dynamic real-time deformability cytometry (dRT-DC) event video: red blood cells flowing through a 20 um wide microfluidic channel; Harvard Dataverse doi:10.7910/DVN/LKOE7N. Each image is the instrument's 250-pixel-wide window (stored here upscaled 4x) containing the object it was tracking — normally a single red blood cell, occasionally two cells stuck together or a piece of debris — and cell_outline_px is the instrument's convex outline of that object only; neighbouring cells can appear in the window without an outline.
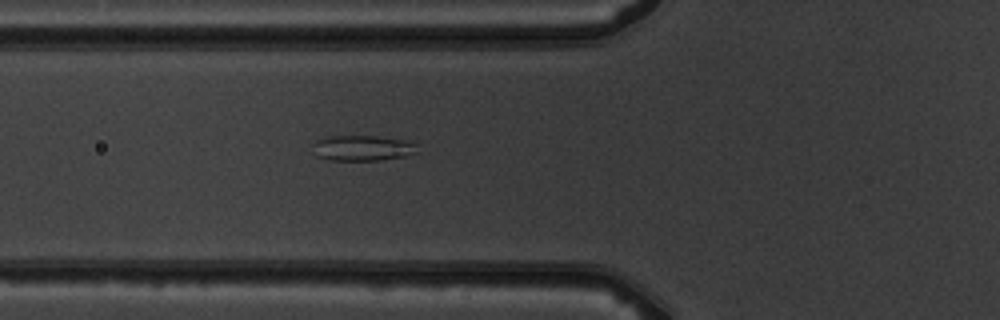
{"species": "common noctule bat (a hibernating species)", "species_latin": "Nyctalus noctula", "temperature_condition": "warm", "stored_images_in_passage": 5, "camera_frame_rate_fps": 3000, "um_per_image_px": 0.085, "animal": {"sex": "male", "body_mass_g": 19.5, "forearm_length_mm": 54.6}, "frame": {"image": 1, "passage_image": 5, "time_ms": 5.333, "image_size_px": [1000, 320], "cell_outline_px": [[416, 152], [404, 156], [380, 160], [328, 160], [316, 156], [312, 144], [316, 140], [328, 136], [376, 136], [400, 140], [416, 144]], "centroid_in_image_um": [30.73, 12.59], "position_along_channel_um": 95.1, "area_um2": 15.32}}